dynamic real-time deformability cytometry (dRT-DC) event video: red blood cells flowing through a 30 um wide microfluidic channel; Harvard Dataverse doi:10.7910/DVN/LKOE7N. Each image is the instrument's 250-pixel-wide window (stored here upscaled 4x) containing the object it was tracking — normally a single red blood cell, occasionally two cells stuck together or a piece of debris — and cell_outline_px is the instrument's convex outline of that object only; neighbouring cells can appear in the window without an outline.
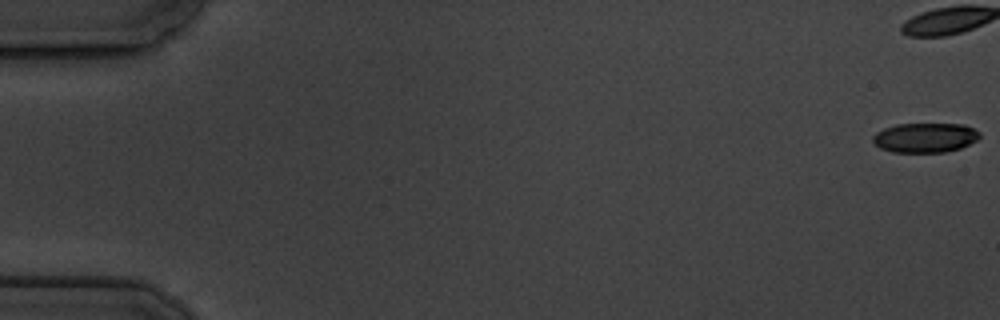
{"species": "common noctule bat (a hibernating species)", "species_latin": "Nyctalus noctula", "temperature_condition": "cold", "stored_images_in_passage": 6, "camera_frame_rate_fps": 3000, "um_per_image_px": 0.085, "animal": {"sex": "male", "body_mass_g": 19.5, "forearm_length_mm": 54.6}, "frame": {"image": 1, "passage_image": 1, "time_ms": 0.0, "image_size_px": [1000, 320], "cell_outline_px": [[980, 136], [976, 140], [960, 148], [944, 152], [892, 152], [880, 148], [872, 140], [872, 136], [876, 132], [884, 128], [896, 124], [964, 124], [980, 132]], "centroid_in_image_um": [78.61, 11.7], "position_along_channel_um": 6.4, "area_um2": 18.38}}